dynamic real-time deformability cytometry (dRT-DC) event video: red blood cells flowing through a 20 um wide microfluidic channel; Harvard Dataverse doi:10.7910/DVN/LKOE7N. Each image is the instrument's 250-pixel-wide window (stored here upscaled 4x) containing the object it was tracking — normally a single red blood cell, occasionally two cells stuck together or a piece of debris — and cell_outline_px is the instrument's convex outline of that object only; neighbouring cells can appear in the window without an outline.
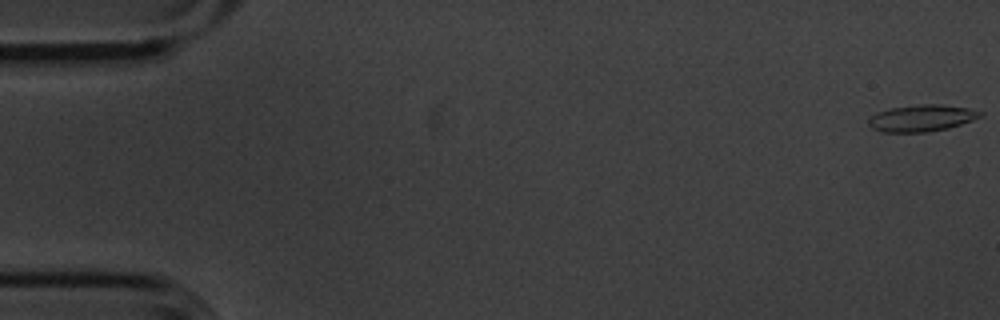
{"species": "common noctule bat (a hibernating species)", "species_latin": "Nyctalus noctula", "temperature_condition": "cold", "stored_images_in_passage": 55, "camera_frame_rate_fps": 3000, "um_per_image_px": 0.085, "animal": {"sex": "male", "body_mass_g": 20.1, "forearm_length_mm": 53.5}, "frame": {"image": 1, "passage_image": 1, "time_ms": 0.0, "image_size_px": [1000, 320], "cell_outline_px": [[984, 116], [948, 128], [928, 132], [884, 132], [872, 128], [868, 124], [868, 120], [872, 116], [880, 112], [892, 108], [920, 104], [940, 104], [968, 108], [984, 112]], "centroid_in_image_um": [78.39, 10.04], "position_along_channel_um": 6.6, "area_um2": 17.22}}
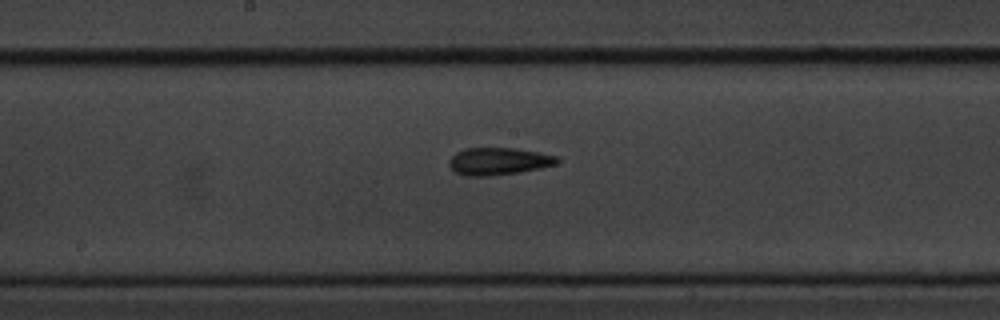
{"frame": {"image": 2, "passage_image": 29, "time_ms": 9.333, "image_size_px": [1000, 320], "cell_outline_px": [[560, 160], [556, 164], [540, 168], [516, 172], [488, 176], [464, 176], [456, 172], [448, 164], [448, 160], [456, 152], [464, 148], [512, 148], [540, 152], [560, 156]], "centroid_in_image_um": [42.38, 13.7], "position_along_channel_um": 205.8, "area_um2": 17.22}}
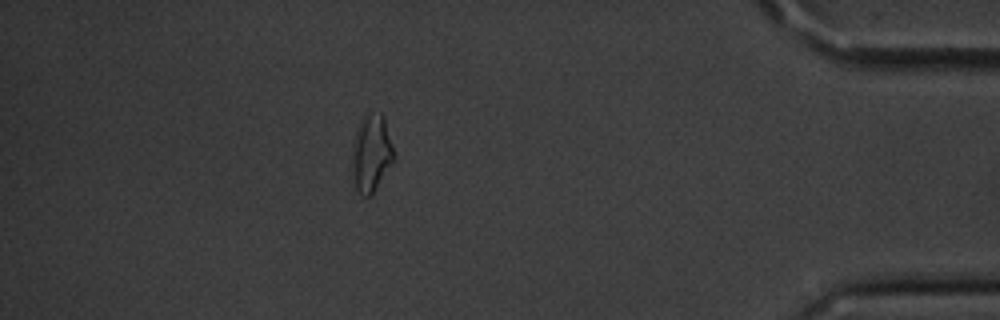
{"frame": {"image": 3, "passage_image": 49, "time_ms": 16.0, "image_size_px": [1000, 320], "cell_outline_px": [[396, 160], [372, 196], [364, 196], [356, 188], [352, 180], [352, 152], [356, 132], [364, 116], [380, 112], [384, 116], [396, 156]], "centroid_in_image_um": [31.61, 13.09], "position_along_channel_um": 403.6, "area_um2": 19.07}, "authors_computed_cell_mechanics": {"area_um2": 16.9932, "velocity_mm_per_s": 3.6242, "shape_relaxation_time_tau1_ms": 8.9388, "shape_relaxation_time_tau2_ms": 2.9521, "deformation_change_tau1": 0.2251, "deformation_change_tau2": 0.1194}}